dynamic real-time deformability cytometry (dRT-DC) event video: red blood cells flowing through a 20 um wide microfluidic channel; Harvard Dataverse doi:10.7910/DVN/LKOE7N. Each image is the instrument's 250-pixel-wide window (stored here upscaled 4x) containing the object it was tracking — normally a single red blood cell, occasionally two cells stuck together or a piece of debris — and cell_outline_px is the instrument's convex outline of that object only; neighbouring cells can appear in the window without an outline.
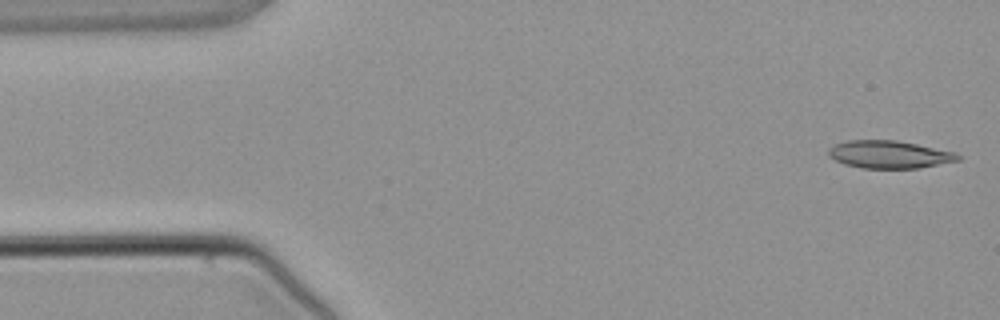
{"species": "common noctule bat (a hibernating species)", "species_latin": "Nyctalus noctula", "temperature_condition": "warm", "stored_images_in_passage": 4, "camera_frame_rate_fps": 3000, "um_per_image_px": 0.085, "animal": {"sex": "male", "body_mass_g": 21.5, "forearm_length_mm": 52.0}, "frame": {"image": 1, "passage_image": 1, "time_ms": 0.0, "image_size_px": [1000, 320], "cell_outline_px": [[964, 156], [960, 160], [920, 168], [860, 168], [844, 164], [828, 156], [828, 148], [836, 144], [848, 140], [896, 140], [956, 152]], "centroid_in_image_um": [75.62, 13.13], "position_along_channel_um": 9.4, "area_um2": 20.98}}
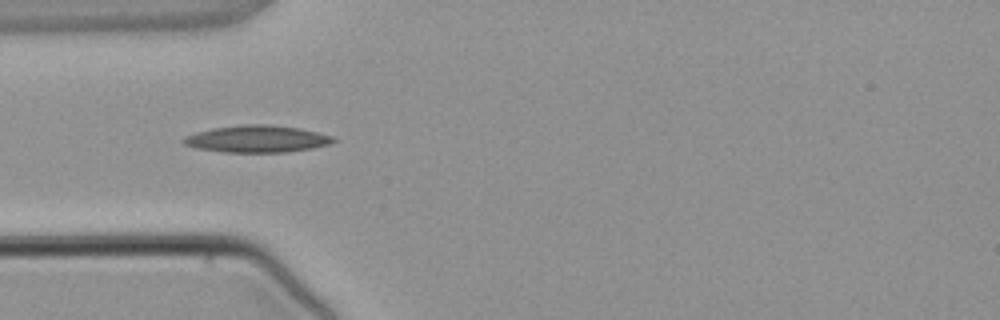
{"frame": {"image": 2, "passage_image": 3, "time_ms": 3.667, "image_size_px": [1000, 320], "cell_outline_px": [[336, 140], [332, 144], [312, 148], [288, 152], [224, 152], [196, 148], [184, 144], [180, 140], [184, 136], [196, 132], [212, 128], [240, 124], [264, 124], [300, 128], [332, 136]], "centroid_in_image_um": [21.82, 11.8], "position_along_channel_um": 63.2, "area_um2": 23.7}}